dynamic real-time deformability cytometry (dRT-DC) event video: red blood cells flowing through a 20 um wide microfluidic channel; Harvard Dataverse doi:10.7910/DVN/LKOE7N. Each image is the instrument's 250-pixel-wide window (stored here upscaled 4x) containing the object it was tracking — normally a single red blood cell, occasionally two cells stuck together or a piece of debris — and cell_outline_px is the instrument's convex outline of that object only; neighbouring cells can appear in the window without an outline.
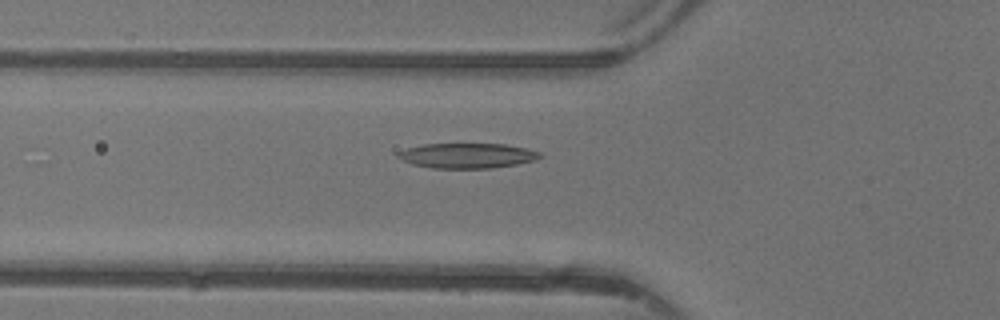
{"species": "common noctule bat (a hibernating species)", "species_latin": "Nyctalus noctula", "temperature_condition": "warm", "stored_images_in_passage": 44, "camera_frame_rate_fps": 3000, "um_per_image_px": 0.085, "animal": {"sex": "female"}, "frame": {"image": 1, "passage_image": 14, "time_ms": 4.333, "image_size_px": [1000, 320], "cell_outline_px": [[544, 156], [536, 160], [516, 164], [492, 168], [432, 168], [412, 164], [396, 156], [396, 152], [408, 148], [424, 144], [504, 144], [528, 148], [540, 152]], "centroid_in_image_um": [39.75, 13.23], "position_along_channel_um": 86.1, "area_um2": 20.75}}
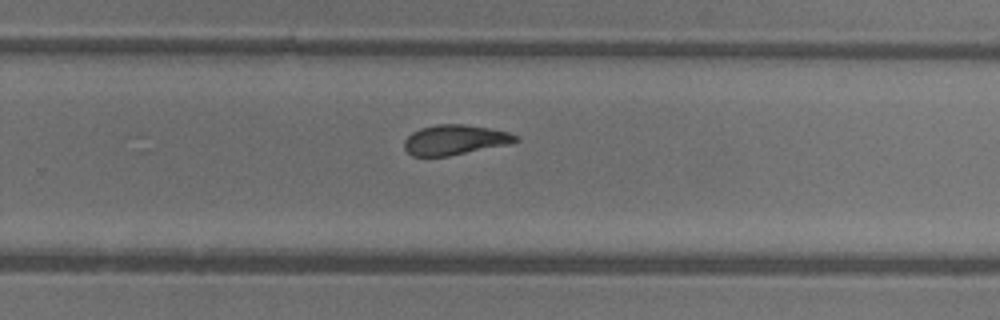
{"frame": {"image": 2, "passage_image": 28, "time_ms": 9.0, "image_size_px": [1000, 320], "cell_outline_px": [[520, 140], [508, 144], [448, 156], [412, 156], [404, 148], [404, 140], [412, 132], [420, 128], [436, 124], [464, 124], [488, 128], [508, 132], [516, 136]], "centroid_in_image_um": [38.63, 11.88], "position_along_channel_um": 291.2, "area_um2": 19.31}}
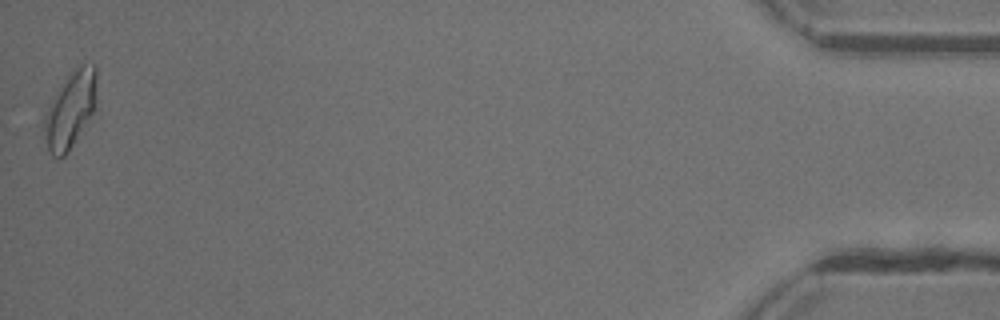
{"frame": {"image": 3, "passage_image": 44, "time_ms": 14.333, "image_size_px": [1000, 320], "cell_outline_px": [[96, 108], [68, 152], [64, 156], [52, 156], [48, 148], [44, 136], [44, 116], [48, 108], [68, 76], [80, 64], [96, 64]], "centroid_in_image_um": [6.01, 9.33], "position_along_channel_um": 429.2, "area_um2": 22.77}, "authors_computed_cell_mechanics": {"area_um2": 20.6057, "velocity_mm_per_s": 4.3843, "shape_relaxation_time_tau1_ms": 7.4327, "shape_relaxation_time_tau2_ms": 1.4447, "deformation_change_tau1": 0.2379, "deformation_change_tau2": 0.0863}}